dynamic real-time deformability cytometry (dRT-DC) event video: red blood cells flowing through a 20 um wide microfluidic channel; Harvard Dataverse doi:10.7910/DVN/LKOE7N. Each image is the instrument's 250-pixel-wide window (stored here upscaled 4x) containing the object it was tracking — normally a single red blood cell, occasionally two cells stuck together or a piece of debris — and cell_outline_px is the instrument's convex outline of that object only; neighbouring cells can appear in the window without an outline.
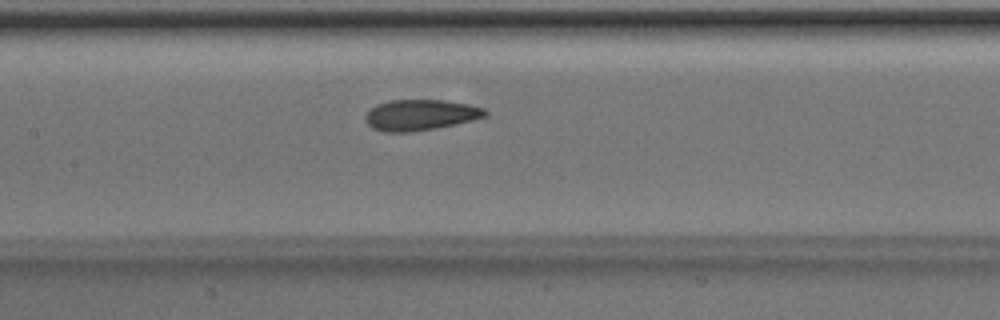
{"species": "Egyptian fruit bat (a non-hibernating species)", "species_latin": "Rousettus aegyptiacus", "temperature_condition": "room temperature", "stored_images_in_passage": 46, "camera_frame_rate_fps": 3000, "um_per_image_px": 0.085, "animal": {"sex": "male"}, "frame": {"image": 1, "passage_image": 19, "time_ms": 6.0, "image_size_px": [1000, 320], "cell_outline_px": [[488, 116], [472, 120], [412, 132], [384, 132], [372, 128], [364, 120], [364, 116], [368, 108], [376, 104], [392, 100], [448, 100], [468, 104], [484, 108], [488, 112]], "centroid_in_image_um": [35.69, 9.76], "position_along_channel_um": 171.7, "area_um2": 21.62}}
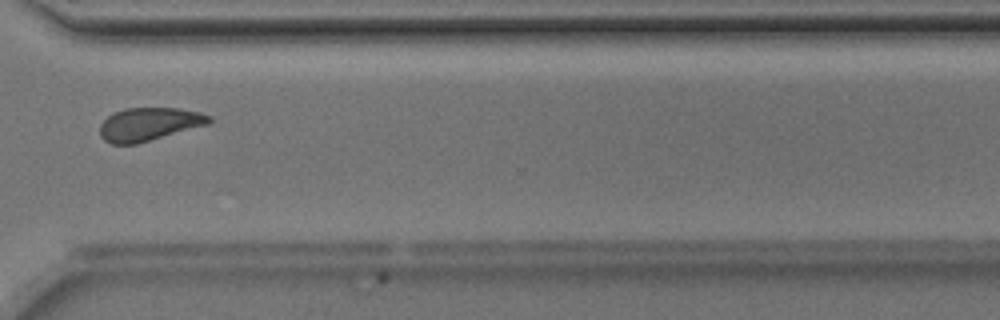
{"frame": {"image": 2, "passage_image": 33, "time_ms": 10.667, "image_size_px": [1000, 320], "cell_outline_px": [[212, 120], [208, 124], [136, 144], [112, 144], [104, 140], [100, 136], [100, 124], [108, 116], [124, 108], [180, 108], [200, 112], [212, 116]], "centroid_in_image_um": [12.67, 10.55], "position_along_channel_um": 357.9, "area_um2": 21.04}}
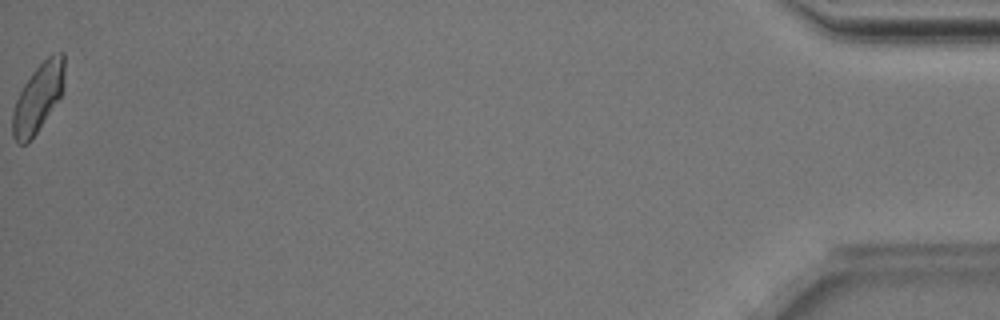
{"frame": {"image": 3, "passage_image": 46, "time_ms": 15.0, "image_size_px": [1000, 320], "cell_outline_px": [[64, 76], [60, 96], [28, 144], [16, 144], [12, 136], [12, 112], [16, 100], [24, 84], [36, 68], [52, 52], [64, 52]], "centroid_in_image_um": [3.21, 8.32], "position_along_channel_um": 432.0, "area_um2": 20.35}, "authors_computed_cell_mechanics": {"area_um2": 21.5594, "velocity_mm_per_s": 4.0001, "shape_relaxation_time_tau1_ms": 4.8461, "shape_relaxation_time_tau2_ms": 2.091, "deformation_change_tau1": 0.1218, "deformation_change_tau2": 0.079}}